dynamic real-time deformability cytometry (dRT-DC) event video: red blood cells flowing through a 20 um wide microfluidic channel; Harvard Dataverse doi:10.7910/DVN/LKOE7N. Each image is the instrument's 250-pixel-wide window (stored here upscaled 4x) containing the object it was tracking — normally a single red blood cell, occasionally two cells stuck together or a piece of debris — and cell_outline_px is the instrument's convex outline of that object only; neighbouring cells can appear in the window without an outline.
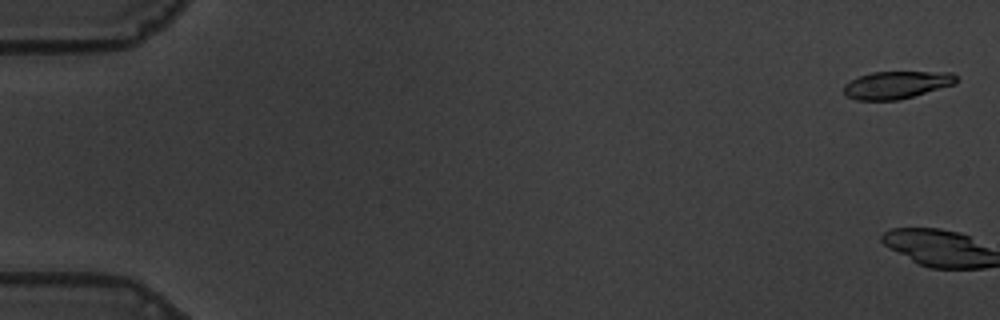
{"species": "common noctule bat (a hibernating species)", "species_latin": "Nyctalus noctula", "temperature_condition": "warm", "stored_images_in_passage": 4, "camera_frame_rate_fps": 3000, "um_per_image_px": 0.085, "animal": {"sex": "male", "body_mass_g": 19.5, "forearm_length_mm": 54.6}, "frame": {"image": 1, "passage_image": 2, "time_ms": 0.333, "image_size_px": [1000, 320], "cell_outline_px": [[960, 80], [956, 84], [900, 100], [856, 100], [848, 96], [844, 92], [844, 84], [860, 76], [872, 72], [952, 72]], "centroid_in_image_um": [76.26, 7.21], "position_along_channel_um": 8.7, "area_um2": 18.09}}